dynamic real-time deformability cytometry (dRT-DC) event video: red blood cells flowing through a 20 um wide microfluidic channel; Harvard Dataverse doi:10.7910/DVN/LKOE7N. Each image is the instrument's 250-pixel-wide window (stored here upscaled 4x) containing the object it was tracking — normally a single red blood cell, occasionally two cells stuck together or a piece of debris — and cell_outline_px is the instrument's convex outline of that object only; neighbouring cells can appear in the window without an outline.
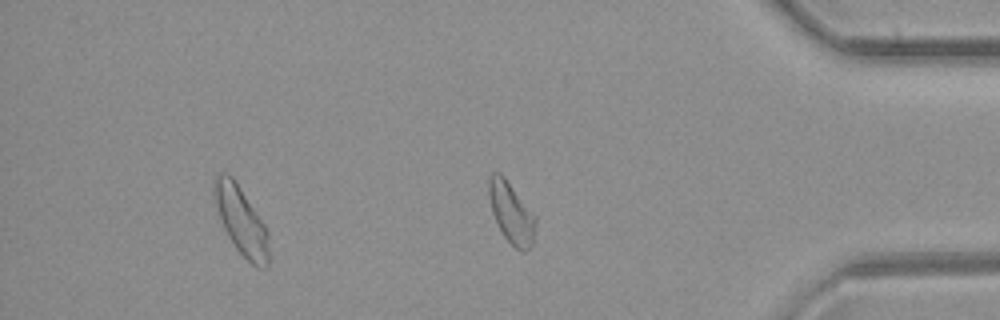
{"species": "common noctule bat (a hibernating species)", "species_latin": "Nyctalus noctula", "temperature_condition": "room temperature", "stored_images_in_passage": 36, "segment_of_instrument_passage": [2, 2], "camera_frame_rate_fps": 3000, "um_per_image_px": 0.085, "animal": {"sex": "female", "body_mass_g": 21.9}, "frame": {"image": 1, "passage_image": 36, "time_ms": 11.667, "image_size_px": [1000, 320], "cell_outline_px": [[536, 224], [532, 244], [524, 252], [516, 248], [504, 236], [496, 224], [492, 212], [488, 196], [488, 180], [492, 172], [500, 172], [504, 176], [536, 216]], "centroid_in_image_um": [43.44, 18.06], "position_along_channel_um": 391.8, "area_um2": 16.65}}